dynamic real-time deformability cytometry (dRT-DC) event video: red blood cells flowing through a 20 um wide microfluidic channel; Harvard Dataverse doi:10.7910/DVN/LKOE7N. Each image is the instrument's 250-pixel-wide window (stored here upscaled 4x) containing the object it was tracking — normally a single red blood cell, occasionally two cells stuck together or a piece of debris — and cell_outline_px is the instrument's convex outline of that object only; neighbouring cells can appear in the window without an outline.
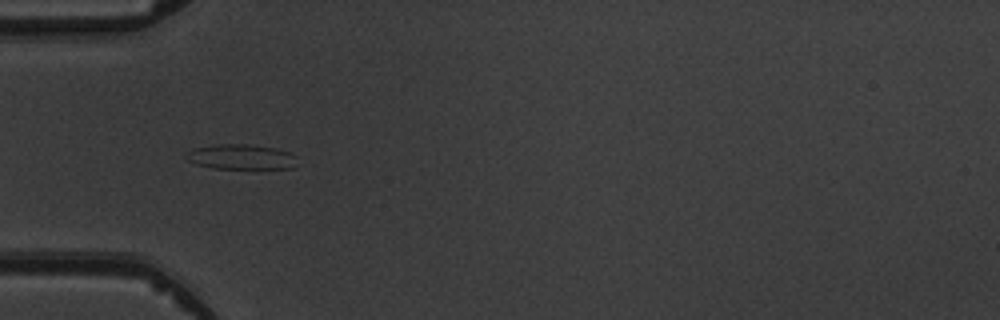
{"species": "common noctule bat (a hibernating species)", "species_latin": "Nyctalus noctula", "temperature_condition": "warm", "stored_images_in_passage": 4, "camera_frame_rate_fps": 3000, "um_per_image_px": 0.085, "animal": {"sex": "male", "body_mass_g": 19.5, "forearm_length_mm": 54.6}, "frame": {"image": 1, "passage_image": 1, "time_ms": 0.0, "image_size_px": [1000, 320], "cell_outline_px": [[296, 156], [292, 168], [212, 168], [196, 164], [188, 160], [184, 156], [192, 148], [216, 144], [248, 144], [276, 148], [288, 152]], "centroid_in_image_um": [20.44, 13.32], "position_along_channel_um": 64.6, "area_um2": 16.07}}
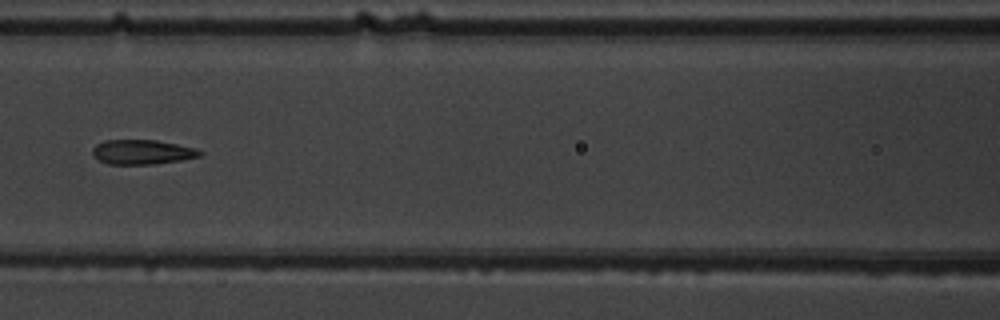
{"frame": {"image": 2, "passage_image": 3, "time_ms": 2.333, "image_size_px": [1000, 320], "cell_outline_px": [[204, 152], [200, 156], [180, 160], [156, 164], [108, 164], [100, 160], [92, 152], [92, 148], [96, 144], [104, 140], [156, 140], [196, 148]], "centroid_in_image_um": [12.1, 12.92], "position_along_channel_um": 154.5, "area_um2": 15.32}}
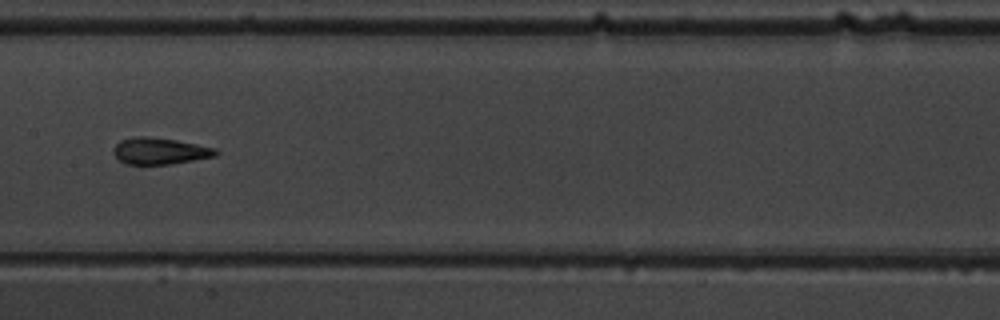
{"frame": {"image": 3, "passage_image": 4, "time_ms": 3.333, "image_size_px": [1000, 320], "cell_outline_px": [[220, 152], [216, 156], [172, 164], [124, 164], [112, 152], [112, 148], [120, 140], [136, 136], [148, 136], [176, 140], [216, 148]], "centroid_in_image_um": [13.58, 12.83], "position_along_channel_um": 193.8, "area_um2": 15.95}}